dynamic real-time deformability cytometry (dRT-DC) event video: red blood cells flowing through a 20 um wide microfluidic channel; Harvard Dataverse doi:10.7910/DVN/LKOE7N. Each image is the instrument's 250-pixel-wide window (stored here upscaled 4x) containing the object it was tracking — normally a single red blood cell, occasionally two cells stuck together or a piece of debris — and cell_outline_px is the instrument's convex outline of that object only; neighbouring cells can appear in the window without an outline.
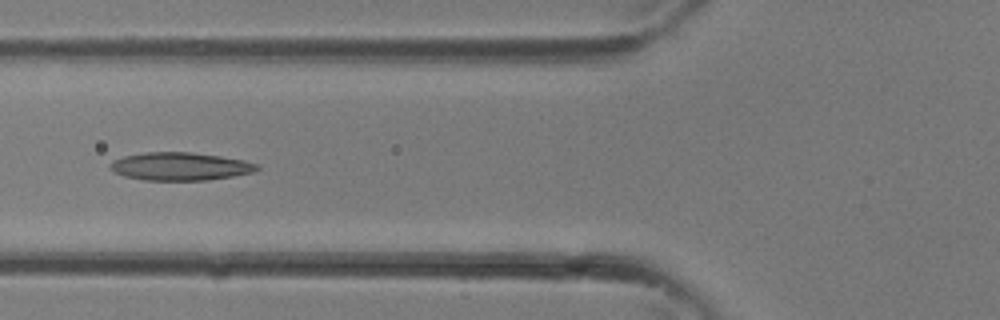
{"species": "common noctule bat (a hibernating species)", "species_latin": "Nyctalus noctula", "temperature_condition": "room temperature", "stored_images_in_passage": 30, "camera_frame_rate_fps": 3000, "um_per_image_px": 0.085, "animal": {"sex": "female"}, "frame": {"image": 1, "passage_image": 13, "time_ms": 4.0, "image_size_px": [1000, 320], "cell_outline_px": [[260, 168], [256, 172], [208, 180], [144, 180], [124, 176], [108, 168], [108, 164], [112, 160], [124, 156], [144, 152], [192, 152], [220, 156], [244, 160], [256, 164]], "centroid_in_image_um": [15.29, 14.14], "position_along_channel_um": 110.5, "area_um2": 24.04}}